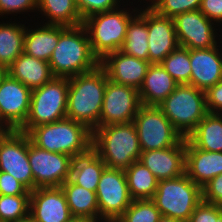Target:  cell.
Returning a JSON list of instances; mask_svg holds the SVG:
<instances>
[{"label": "cell", "mask_w": 222, "mask_h": 222, "mask_svg": "<svg viewBox=\"0 0 222 222\" xmlns=\"http://www.w3.org/2000/svg\"><path fill=\"white\" fill-rule=\"evenodd\" d=\"M28 158L36 188L60 187L70 179L73 158L34 145L28 136Z\"/></svg>", "instance_id": "cell-12"}, {"label": "cell", "mask_w": 222, "mask_h": 222, "mask_svg": "<svg viewBox=\"0 0 222 222\" xmlns=\"http://www.w3.org/2000/svg\"><path fill=\"white\" fill-rule=\"evenodd\" d=\"M28 12H37V0H0V18H8L11 14L12 18L17 14L25 17V13L31 18Z\"/></svg>", "instance_id": "cell-37"}, {"label": "cell", "mask_w": 222, "mask_h": 222, "mask_svg": "<svg viewBox=\"0 0 222 222\" xmlns=\"http://www.w3.org/2000/svg\"><path fill=\"white\" fill-rule=\"evenodd\" d=\"M221 218L222 207L202 200L190 215L188 222H219Z\"/></svg>", "instance_id": "cell-38"}, {"label": "cell", "mask_w": 222, "mask_h": 222, "mask_svg": "<svg viewBox=\"0 0 222 222\" xmlns=\"http://www.w3.org/2000/svg\"><path fill=\"white\" fill-rule=\"evenodd\" d=\"M190 63V85L206 92L222 80V41L212 48L190 49Z\"/></svg>", "instance_id": "cell-18"}, {"label": "cell", "mask_w": 222, "mask_h": 222, "mask_svg": "<svg viewBox=\"0 0 222 222\" xmlns=\"http://www.w3.org/2000/svg\"><path fill=\"white\" fill-rule=\"evenodd\" d=\"M159 222H183V221L173 219V218L167 217V216H161V218L159 219Z\"/></svg>", "instance_id": "cell-44"}, {"label": "cell", "mask_w": 222, "mask_h": 222, "mask_svg": "<svg viewBox=\"0 0 222 222\" xmlns=\"http://www.w3.org/2000/svg\"><path fill=\"white\" fill-rule=\"evenodd\" d=\"M92 149L106 167L125 171L141 156L133 122L99 126L92 132Z\"/></svg>", "instance_id": "cell-4"}, {"label": "cell", "mask_w": 222, "mask_h": 222, "mask_svg": "<svg viewBox=\"0 0 222 222\" xmlns=\"http://www.w3.org/2000/svg\"><path fill=\"white\" fill-rule=\"evenodd\" d=\"M186 138L175 146L141 151V161L160 181L174 179L185 173Z\"/></svg>", "instance_id": "cell-19"}, {"label": "cell", "mask_w": 222, "mask_h": 222, "mask_svg": "<svg viewBox=\"0 0 222 222\" xmlns=\"http://www.w3.org/2000/svg\"><path fill=\"white\" fill-rule=\"evenodd\" d=\"M147 27L148 61L151 64L161 63L168 54L179 46L174 20L159 15L147 4Z\"/></svg>", "instance_id": "cell-17"}, {"label": "cell", "mask_w": 222, "mask_h": 222, "mask_svg": "<svg viewBox=\"0 0 222 222\" xmlns=\"http://www.w3.org/2000/svg\"><path fill=\"white\" fill-rule=\"evenodd\" d=\"M208 113L222 112V80L205 92Z\"/></svg>", "instance_id": "cell-42"}, {"label": "cell", "mask_w": 222, "mask_h": 222, "mask_svg": "<svg viewBox=\"0 0 222 222\" xmlns=\"http://www.w3.org/2000/svg\"><path fill=\"white\" fill-rule=\"evenodd\" d=\"M178 85L160 63L150 64L138 90L141 104L160 105Z\"/></svg>", "instance_id": "cell-22"}, {"label": "cell", "mask_w": 222, "mask_h": 222, "mask_svg": "<svg viewBox=\"0 0 222 222\" xmlns=\"http://www.w3.org/2000/svg\"><path fill=\"white\" fill-rule=\"evenodd\" d=\"M105 167L103 160L91 149L87 154L73 159L70 180L78 186L96 192Z\"/></svg>", "instance_id": "cell-28"}, {"label": "cell", "mask_w": 222, "mask_h": 222, "mask_svg": "<svg viewBox=\"0 0 222 222\" xmlns=\"http://www.w3.org/2000/svg\"><path fill=\"white\" fill-rule=\"evenodd\" d=\"M30 195H0V221L17 222L29 218Z\"/></svg>", "instance_id": "cell-33"}, {"label": "cell", "mask_w": 222, "mask_h": 222, "mask_svg": "<svg viewBox=\"0 0 222 222\" xmlns=\"http://www.w3.org/2000/svg\"><path fill=\"white\" fill-rule=\"evenodd\" d=\"M133 2V0H127L116 9L96 13L83 20L92 52L99 61L107 54L120 50L123 46L128 23L139 12L140 5H142V3L138 4V1ZM133 4L137 7H134Z\"/></svg>", "instance_id": "cell-3"}, {"label": "cell", "mask_w": 222, "mask_h": 222, "mask_svg": "<svg viewBox=\"0 0 222 222\" xmlns=\"http://www.w3.org/2000/svg\"><path fill=\"white\" fill-rule=\"evenodd\" d=\"M106 89V71H93L69 78L66 118L82 123L90 131L98 128Z\"/></svg>", "instance_id": "cell-2"}, {"label": "cell", "mask_w": 222, "mask_h": 222, "mask_svg": "<svg viewBox=\"0 0 222 222\" xmlns=\"http://www.w3.org/2000/svg\"><path fill=\"white\" fill-rule=\"evenodd\" d=\"M151 200L162 216L188 222L202 201V188L184 173L174 179L160 180Z\"/></svg>", "instance_id": "cell-7"}, {"label": "cell", "mask_w": 222, "mask_h": 222, "mask_svg": "<svg viewBox=\"0 0 222 222\" xmlns=\"http://www.w3.org/2000/svg\"><path fill=\"white\" fill-rule=\"evenodd\" d=\"M147 4L159 15L174 18L178 14L200 9L201 0H150Z\"/></svg>", "instance_id": "cell-35"}, {"label": "cell", "mask_w": 222, "mask_h": 222, "mask_svg": "<svg viewBox=\"0 0 222 222\" xmlns=\"http://www.w3.org/2000/svg\"><path fill=\"white\" fill-rule=\"evenodd\" d=\"M97 201L99 222L119 219L130 206V196L125 172L105 167L98 182Z\"/></svg>", "instance_id": "cell-10"}, {"label": "cell", "mask_w": 222, "mask_h": 222, "mask_svg": "<svg viewBox=\"0 0 222 222\" xmlns=\"http://www.w3.org/2000/svg\"><path fill=\"white\" fill-rule=\"evenodd\" d=\"M60 187L65 194L73 218H83L99 222V208L96 192L78 186L70 179Z\"/></svg>", "instance_id": "cell-26"}, {"label": "cell", "mask_w": 222, "mask_h": 222, "mask_svg": "<svg viewBox=\"0 0 222 222\" xmlns=\"http://www.w3.org/2000/svg\"><path fill=\"white\" fill-rule=\"evenodd\" d=\"M0 171L11 174L30 192L34 190L27 133L19 130L0 131Z\"/></svg>", "instance_id": "cell-11"}, {"label": "cell", "mask_w": 222, "mask_h": 222, "mask_svg": "<svg viewBox=\"0 0 222 222\" xmlns=\"http://www.w3.org/2000/svg\"><path fill=\"white\" fill-rule=\"evenodd\" d=\"M158 107L184 138L208 113L205 92L189 84L178 85Z\"/></svg>", "instance_id": "cell-6"}, {"label": "cell", "mask_w": 222, "mask_h": 222, "mask_svg": "<svg viewBox=\"0 0 222 222\" xmlns=\"http://www.w3.org/2000/svg\"><path fill=\"white\" fill-rule=\"evenodd\" d=\"M173 20L177 41L181 47L188 49L212 48L222 40L221 28H217L218 26L199 9L178 14Z\"/></svg>", "instance_id": "cell-13"}, {"label": "cell", "mask_w": 222, "mask_h": 222, "mask_svg": "<svg viewBox=\"0 0 222 222\" xmlns=\"http://www.w3.org/2000/svg\"><path fill=\"white\" fill-rule=\"evenodd\" d=\"M29 217L33 222H69L73 218L61 187L31 191Z\"/></svg>", "instance_id": "cell-16"}, {"label": "cell", "mask_w": 222, "mask_h": 222, "mask_svg": "<svg viewBox=\"0 0 222 222\" xmlns=\"http://www.w3.org/2000/svg\"><path fill=\"white\" fill-rule=\"evenodd\" d=\"M185 174L202 188L222 174V152L201 150L186 138Z\"/></svg>", "instance_id": "cell-21"}, {"label": "cell", "mask_w": 222, "mask_h": 222, "mask_svg": "<svg viewBox=\"0 0 222 222\" xmlns=\"http://www.w3.org/2000/svg\"><path fill=\"white\" fill-rule=\"evenodd\" d=\"M133 1H136V0H133ZM141 1H143V2H141ZM146 1H147V0H138V2L143 3V4H144V3H145V4L148 3L150 0H148L147 2H146Z\"/></svg>", "instance_id": "cell-47"}, {"label": "cell", "mask_w": 222, "mask_h": 222, "mask_svg": "<svg viewBox=\"0 0 222 222\" xmlns=\"http://www.w3.org/2000/svg\"><path fill=\"white\" fill-rule=\"evenodd\" d=\"M69 222H94V221L83 218H72Z\"/></svg>", "instance_id": "cell-45"}, {"label": "cell", "mask_w": 222, "mask_h": 222, "mask_svg": "<svg viewBox=\"0 0 222 222\" xmlns=\"http://www.w3.org/2000/svg\"><path fill=\"white\" fill-rule=\"evenodd\" d=\"M142 6L140 5L139 12L128 23L125 41L120 51L148 61L147 3Z\"/></svg>", "instance_id": "cell-27"}, {"label": "cell", "mask_w": 222, "mask_h": 222, "mask_svg": "<svg viewBox=\"0 0 222 222\" xmlns=\"http://www.w3.org/2000/svg\"><path fill=\"white\" fill-rule=\"evenodd\" d=\"M125 1L127 0H76V4L84 20L90 15L116 9Z\"/></svg>", "instance_id": "cell-36"}, {"label": "cell", "mask_w": 222, "mask_h": 222, "mask_svg": "<svg viewBox=\"0 0 222 222\" xmlns=\"http://www.w3.org/2000/svg\"><path fill=\"white\" fill-rule=\"evenodd\" d=\"M8 74V68L0 63V82Z\"/></svg>", "instance_id": "cell-43"}, {"label": "cell", "mask_w": 222, "mask_h": 222, "mask_svg": "<svg viewBox=\"0 0 222 222\" xmlns=\"http://www.w3.org/2000/svg\"><path fill=\"white\" fill-rule=\"evenodd\" d=\"M8 74L31 90L43 86L54 77L48 62L24 52L8 67Z\"/></svg>", "instance_id": "cell-24"}, {"label": "cell", "mask_w": 222, "mask_h": 222, "mask_svg": "<svg viewBox=\"0 0 222 222\" xmlns=\"http://www.w3.org/2000/svg\"><path fill=\"white\" fill-rule=\"evenodd\" d=\"M48 63L54 77L66 78L88 73L100 65L83 24L74 27L59 25V41Z\"/></svg>", "instance_id": "cell-1"}, {"label": "cell", "mask_w": 222, "mask_h": 222, "mask_svg": "<svg viewBox=\"0 0 222 222\" xmlns=\"http://www.w3.org/2000/svg\"><path fill=\"white\" fill-rule=\"evenodd\" d=\"M160 64L179 85H190V49L178 46Z\"/></svg>", "instance_id": "cell-32"}, {"label": "cell", "mask_w": 222, "mask_h": 222, "mask_svg": "<svg viewBox=\"0 0 222 222\" xmlns=\"http://www.w3.org/2000/svg\"><path fill=\"white\" fill-rule=\"evenodd\" d=\"M186 138L201 150L222 152V116L207 113Z\"/></svg>", "instance_id": "cell-29"}, {"label": "cell", "mask_w": 222, "mask_h": 222, "mask_svg": "<svg viewBox=\"0 0 222 222\" xmlns=\"http://www.w3.org/2000/svg\"><path fill=\"white\" fill-rule=\"evenodd\" d=\"M161 213L151 199L133 200L119 218L122 222H159Z\"/></svg>", "instance_id": "cell-34"}, {"label": "cell", "mask_w": 222, "mask_h": 222, "mask_svg": "<svg viewBox=\"0 0 222 222\" xmlns=\"http://www.w3.org/2000/svg\"><path fill=\"white\" fill-rule=\"evenodd\" d=\"M35 22L26 25L24 53L49 62L59 41V25H46ZM30 27V28H29Z\"/></svg>", "instance_id": "cell-23"}, {"label": "cell", "mask_w": 222, "mask_h": 222, "mask_svg": "<svg viewBox=\"0 0 222 222\" xmlns=\"http://www.w3.org/2000/svg\"><path fill=\"white\" fill-rule=\"evenodd\" d=\"M199 10L222 29V0H201Z\"/></svg>", "instance_id": "cell-41"}, {"label": "cell", "mask_w": 222, "mask_h": 222, "mask_svg": "<svg viewBox=\"0 0 222 222\" xmlns=\"http://www.w3.org/2000/svg\"><path fill=\"white\" fill-rule=\"evenodd\" d=\"M202 200L222 207V174L202 187Z\"/></svg>", "instance_id": "cell-40"}, {"label": "cell", "mask_w": 222, "mask_h": 222, "mask_svg": "<svg viewBox=\"0 0 222 222\" xmlns=\"http://www.w3.org/2000/svg\"><path fill=\"white\" fill-rule=\"evenodd\" d=\"M10 21V22H9ZM0 21V63L7 68L24 52L26 20ZM23 23V24H22Z\"/></svg>", "instance_id": "cell-30"}, {"label": "cell", "mask_w": 222, "mask_h": 222, "mask_svg": "<svg viewBox=\"0 0 222 222\" xmlns=\"http://www.w3.org/2000/svg\"><path fill=\"white\" fill-rule=\"evenodd\" d=\"M141 105L136 88L114 83L106 74V89L98 127L133 122Z\"/></svg>", "instance_id": "cell-15"}, {"label": "cell", "mask_w": 222, "mask_h": 222, "mask_svg": "<svg viewBox=\"0 0 222 222\" xmlns=\"http://www.w3.org/2000/svg\"><path fill=\"white\" fill-rule=\"evenodd\" d=\"M17 222H33L32 219L29 217L27 219H24L22 221H17Z\"/></svg>", "instance_id": "cell-46"}, {"label": "cell", "mask_w": 222, "mask_h": 222, "mask_svg": "<svg viewBox=\"0 0 222 222\" xmlns=\"http://www.w3.org/2000/svg\"><path fill=\"white\" fill-rule=\"evenodd\" d=\"M124 172L133 200L152 199L159 180L141 161H135Z\"/></svg>", "instance_id": "cell-31"}, {"label": "cell", "mask_w": 222, "mask_h": 222, "mask_svg": "<svg viewBox=\"0 0 222 222\" xmlns=\"http://www.w3.org/2000/svg\"><path fill=\"white\" fill-rule=\"evenodd\" d=\"M150 64L149 61L126 55L120 50L107 54L100 61L109 80L137 90L141 87Z\"/></svg>", "instance_id": "cell-20"}, {"label": "cell", "mask_w": 222, "mask_h": 222, "mask_svg": "<svg viewBox=\"0 0 222 222\" xmlns=\"http://www.w3.org/2000/svg\"><path fill=\"white\" fill-rule=\"evenodd\" d=\"M107 222H122L120 219H114V220H110V221H107Z\"/></svg>", "instance_id": "cell-48"}, {"label": "cell", "mask_w": 222, "mask_h": 222, "mask_svg": "<svg viewBox=\"0 0 222 222\" xmlns=\"http://www.w3.org/2000/svg\"><path fill=\"white\" fill-rule=\"evenodd\" d=\"M69 78L53 77L48 83L32 90L30 111L19 131L66 118Z\"/></svg>", "instance_id": "cell-8"}, {"label": "cell", "mask_w": 222, "mask_h": 222, "mask_svg": "<svg viewBox=\"0 0 222 222\" xmlns=\"http://www.w3.org/2000/svg\"><path fill=\"white\" fill-rule=\"evenodd\" d=\"M37 11V15L31 14L34 22L42 17L40 23L46 25L74 27L83 24L76 0H37Z\"/></svg>", "instance_id": "cell-25"}, {"label": "cell", "mask_w": 222, "mask_h": 222, "mask_svg": "<svg viewBox=\"0 0 222 222\" xmlns=\"http://www.w3.org/2000/svg\"><path fill=\"white\" fill-rule=\"evenodd\" d=\"M27 134L37 147L66 154L73 159L87 154L92 149V131L69 118L36 126Z\"/></svg>", "instance_id": "cell-5"}, {"label": "cell", "mask_w": 222, "mask_h": 222, "mask_svg": "<svg viewBox=\"0 0 222 222\" xmlns=\"http://www.w3.org/2000/svg\"><path fill=\"white\" fill-rule=\"evenodd\" d=\"M133 123L142 151L172 147L183 138L158 106L141 105Z\"/></svg>", "instance_id": "cell-9"}, {"label": "cell", "mask_w": 222, "mask_h": 222, "mask_svg": "<svg viewBox=\"0 0 222 222\" xmlns=\"http://www.w3.org/2000/svg\"><path fill=\"white\" fill-rule=\"evenodd\" d=\"M0 195H30V191L11 174L0 171Z\"/></svg>", "instance_id": "cell-39"}, {"label": "cell", "mask_w": 222, "mask_h": 222, "mask_svg": "<svg viewBox=\"0 0 222 222\" xmlns=\"http://www.w3.org/2000/svg\"><path fill=\"white\" fill-rule=\"evenodd\" d=\"M32 90L7 74L0 82V129L19 130L25 123Z\"/></svg>", "instance_id": "cell-14"}]
</instances>
